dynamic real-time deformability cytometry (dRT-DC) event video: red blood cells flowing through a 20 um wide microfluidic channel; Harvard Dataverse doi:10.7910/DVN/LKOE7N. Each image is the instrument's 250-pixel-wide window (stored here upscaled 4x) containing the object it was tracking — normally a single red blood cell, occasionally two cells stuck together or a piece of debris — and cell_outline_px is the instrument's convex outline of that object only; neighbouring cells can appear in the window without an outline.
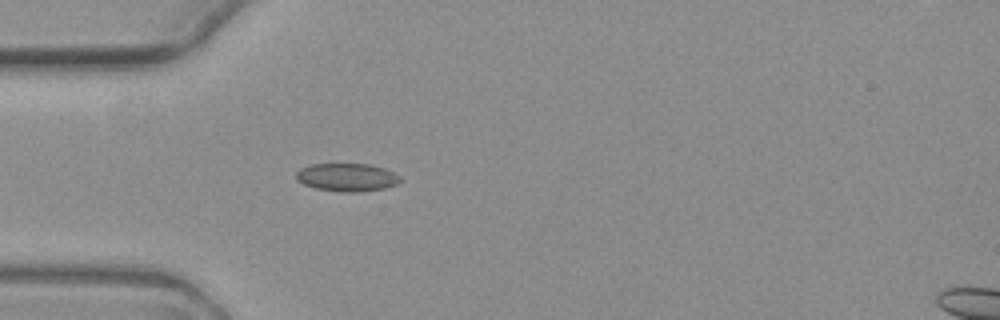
{"species": "common noctule bat (a hibernating species)", "species_latin": "Nyctalus noctula", "temperature_condition": "warm", "stored_images_in_passage": 3, "camera_frame_rate_fps": 3000, "um_per_image_px": 0.085, "animal": {"sex": "female", "body_mass_g": 19.3, "forearm_length_mm": 54.1}, "frame": {"image": 1, "passage_image": 3, "time_ms": 2.333, "image_size_px": [1000, 320], "cell_outline_px": [[400, 180], [396, 184], [384, 188], [356, 192], [344, 192], [316, 188], [304, 184], [296, 180], [296, 172], [300, 168], [308, 164], [368, 164], [384, 168], [400, 176]], "centroid_in_image_um": [29.45, 15.06], "position_along_channel_um": 55.5, "area_um2": 16.88}}